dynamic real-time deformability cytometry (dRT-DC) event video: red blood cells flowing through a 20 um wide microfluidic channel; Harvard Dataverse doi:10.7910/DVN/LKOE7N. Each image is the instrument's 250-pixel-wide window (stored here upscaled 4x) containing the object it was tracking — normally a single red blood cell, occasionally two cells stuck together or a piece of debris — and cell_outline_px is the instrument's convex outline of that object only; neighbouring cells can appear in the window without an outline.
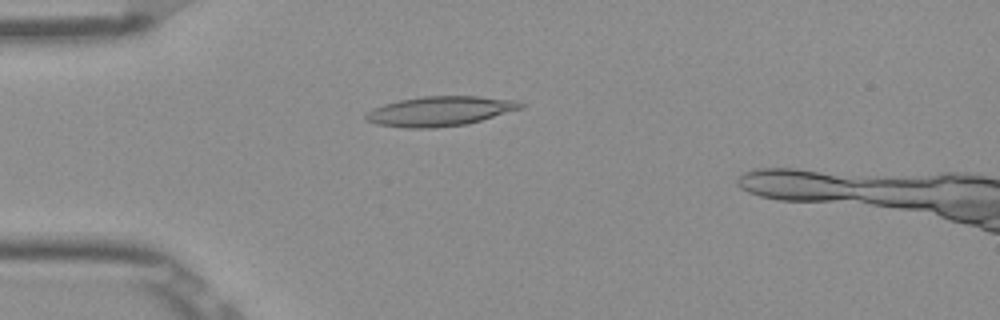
{"species": "Egyptian fruit bat (a non-hibernating species)", "species_latin": "Rousettus aegyptiacus", "temperature_condition": "room temperature", "stored_images_in_passage": 48, "camera_frame_rate_fps": 3000, "um_per_image_px": 0.085, "frame": {"image": 1, "passage_image": 14, "time_ms": 4.333, "image_size_px": [1000, 320], "cell_outline_px": [[524, 108], [468, 124], [436, 128], [408, 128], [376, 124], [364, 120], [364, 112], [372, 108], [384, 104], [400, 100], [424, 96], [476, 96], [520, 100], [524, 104]], "centroid_in_image_um": [37.4, 9.45], "position_along_channel_um": 47.6, "area_um2": 27.17}}
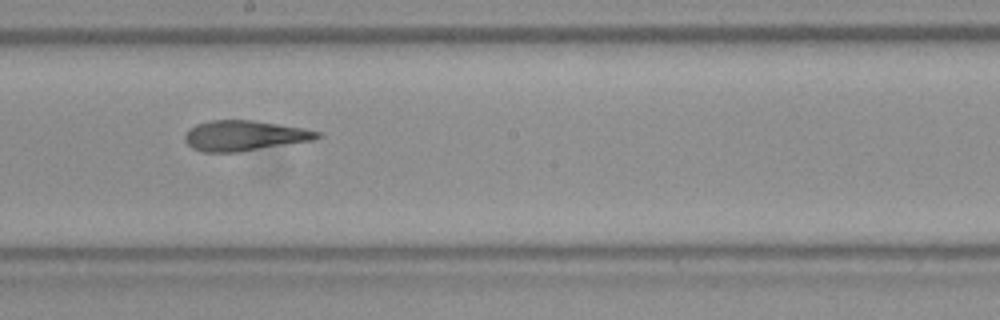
{"frame": {"image": 2, "passage_image": 29, "time_ms": 9.333, "image_size_px": [1000, 320], "cell_outline_px": [[324, 136], [316, 140], [240, 152], [204, 152], [192, 148], [184, 140], [184, 136], [188, 128], [196, 124], [212, 120], [256, 120], [304, 128], [320, 132]], "centroid_in_image_um": [20.81, 11.53], "position_along_channel_um": 227.4, "area_um2": 23.76}}
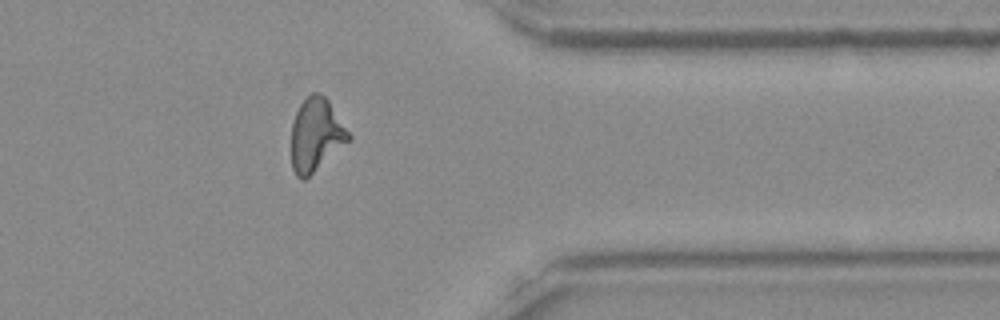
{"frame": {"image": 3, "passage_image": 42, "time_ms": 13.667, "image_size_px": [1000, 320], "cell_outline_px": [[352, 140], [304, 180], [300, 180], [296, 176], [292, 168], [292, 124], [296, 112], [300, 104], [312, 92], [316, 92], [324, 96], [328, 100], [352, 136]], "centroid_in_image_um": [26.88, 11.49], "position_along_channel_um": 384.5, "area_um2": 24.39}}